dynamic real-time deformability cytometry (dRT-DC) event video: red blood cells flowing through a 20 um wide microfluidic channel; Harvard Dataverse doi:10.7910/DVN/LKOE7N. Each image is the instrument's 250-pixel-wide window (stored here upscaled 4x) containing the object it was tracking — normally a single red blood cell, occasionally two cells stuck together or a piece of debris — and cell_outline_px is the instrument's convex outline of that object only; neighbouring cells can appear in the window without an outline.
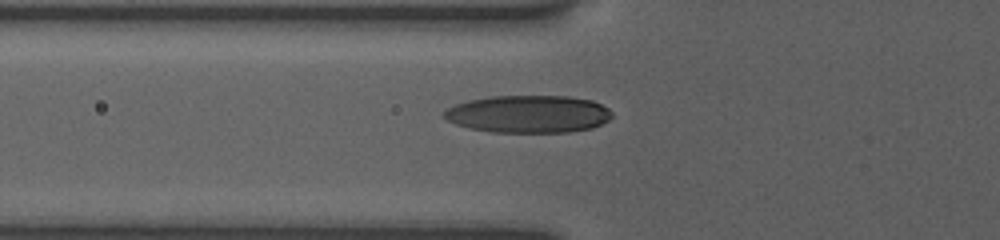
{"species": "human", "species_latin": "Homo sapiens", "temperature_condition": "room temperature", "stored_images_in_passage": 18, "camera_frame_rate_fps": 3000, "um_per_image_px": 0.085, "donor": {"sex": "female"}, "frame": {"image": 1, "passage_image": 2, "time_ms": 0.333, "image_size_px": [1000, 240], "cell_outline_px": [[612, 116], [608, 120], [592, 128], [568, 132], [492, 132], [468, 128], [456, 124], [440, 116], [448, 108], [456, 104], [468, 100], [488, 96], [568, 96], [592, 100], [608, 108], [612, 112]], "centroid_in_image_um": [44.9, 9.69], "position_along_channel_um": 80.9, "area_um2": 36.82}}
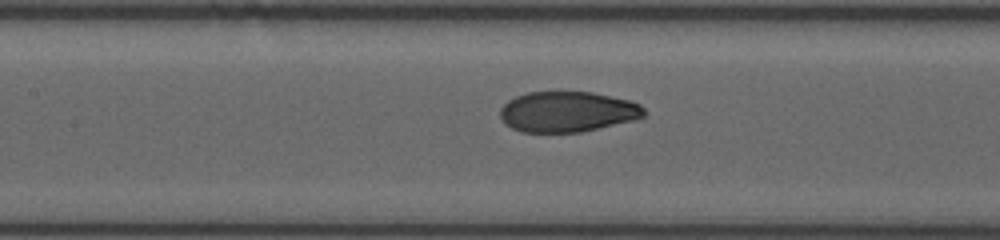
{"frame": {"image": 2, "passage_image": 12, "time_ms": 2.333, "image_size_px": [1000, 240], "cell_outline_px": [[644, 116], [632, 120], [580, 132], [520, 132], [504, 124], [500, 120], [500, 108], [508, 100], [516, 96], [528, 92], [592, 92], [628, 100], [640, 104], [644, 108]], "centroid_in_image_um": [48.17, 9.5], "position_along_channel_um": 159.2, "area_um2": 33.87}}
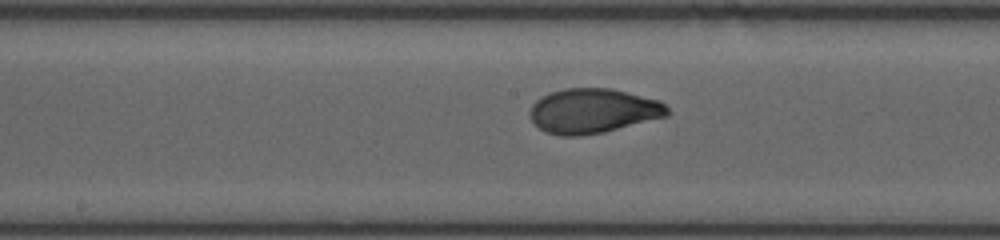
{"frame": {"image": 3, "passage_image": 16, "time_ms": 3.333, "image_size_px": [1000, 240], "cell_outline_px": [[668, 116], [604, 132], [580, 136], [560, 136], [544, 132], [532, 120], [528, 112], [532, 104], [536, 100], [552, 92], [564, 88], [612, 88], [660, 100], [668, 108]], "centroid_in_image_um": [50.41, 9.43], "position_along_channel_um": 197.8, "area_um2": 35.89}}